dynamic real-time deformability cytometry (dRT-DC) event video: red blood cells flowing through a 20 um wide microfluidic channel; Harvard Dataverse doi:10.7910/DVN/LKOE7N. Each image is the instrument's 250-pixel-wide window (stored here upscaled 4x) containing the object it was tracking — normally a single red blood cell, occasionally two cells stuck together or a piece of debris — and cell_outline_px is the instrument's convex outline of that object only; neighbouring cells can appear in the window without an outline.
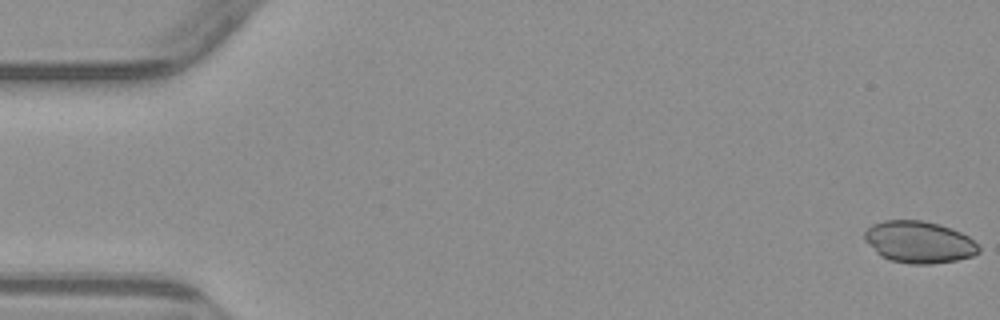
{"species": "common noctule bat (a hibernating species)", "species_latin": "Nyctalus noctula", "temperature_condition": "warm", "stored_images_in_passage": 4, "camera_frame_rate_fps": 3000, "um_per_image_px": 0.085, "animal": {"sex": "male", "body_mass_g": 23.1, "forearm_length_mm": 52.7}, "frame": {"image": 1, "passage_image": 1, "time_ms": 0.0, "image_size_px": [1000, 320], "cell_outline_px": [[980, 252], [972, 256], [956, 260], [932, 264], [912, 264], [888, 260], [880, 256], [864, 240], [864, 232], [872, 224], [884, 220], [920, 220], [940, 224], [960, 232], [968, 236], [980, 248]], "centroid_in_image_um": [78.09, 20.58], "position_along_channel_um": 6.9, "area_um2": 27.92}}